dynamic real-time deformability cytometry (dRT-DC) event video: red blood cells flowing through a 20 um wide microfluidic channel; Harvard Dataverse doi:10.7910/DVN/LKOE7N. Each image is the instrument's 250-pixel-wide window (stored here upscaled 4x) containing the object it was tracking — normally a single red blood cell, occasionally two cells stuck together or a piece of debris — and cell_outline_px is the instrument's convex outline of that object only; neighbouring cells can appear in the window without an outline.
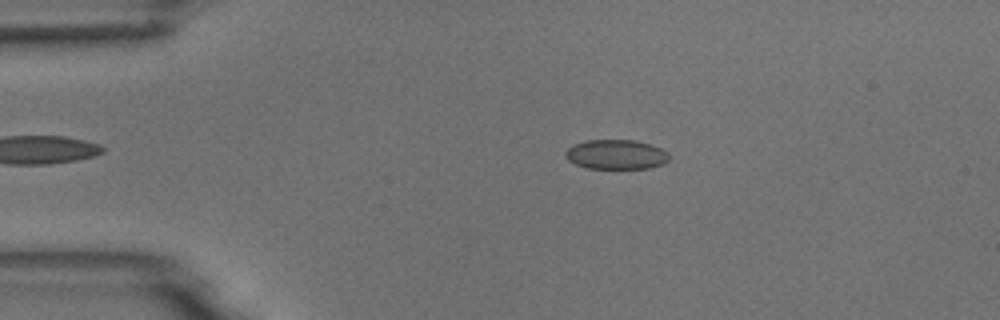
{"species": "common noctule bat (a hibernating species)", "species_latin": "Nyctalus noctula", "temperature_condition": "room temperature", "stored_images_in_passage": 5, "camera_frame_rate_fps": 3000, "um_per_image_px": 0.085, "animal": {"sex": "male", "body_mass_g": 18.8}, "frame": {"image": 1, "passage_image": 2, "time_ms": 0.333, "image_size_px": [1000, 320], "cell_outline_px": [[668, 160], [664, 164], [648, 168], [588, 168], [576, 164], [568, 160], [564, 156], [564, 152], [572, 144], [584, 140], [636, 140], [660, 148], [668, 152]], "centroid_in_image_um": [52.33, 13.12], "position_along_channel_um": 32.7, "area_um2": 17.92}}
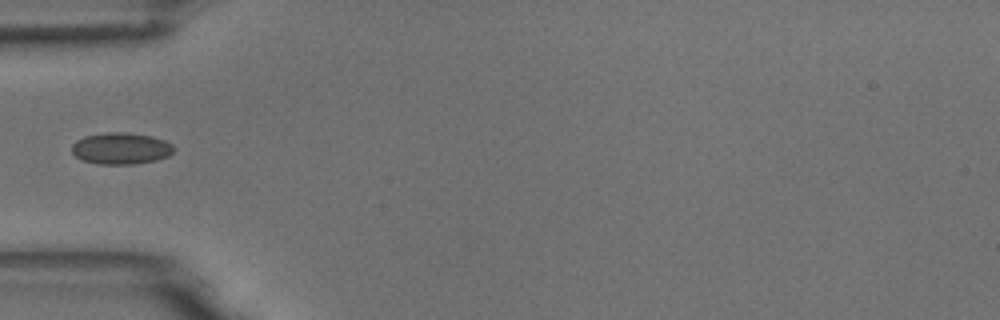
{"frame": {"image": 2, "passage_image": 4, "time_ms": 1.0, "image_size_px": [1000, 320], "cell_outline_px": [[176, 148], [168, 156], [156, 160], [132, 164], [100, 164], [84, 160], [76, 156], [72, 152], [72, 144], [76, 140], [84, 136], [108, 132], [124, 132], [152, 136], [164, 140], [172, 144]], "centroid_in_image_um": [10.29, 12.61], "position_along_channel_um": 74.7, "area_um2": 18.73}}